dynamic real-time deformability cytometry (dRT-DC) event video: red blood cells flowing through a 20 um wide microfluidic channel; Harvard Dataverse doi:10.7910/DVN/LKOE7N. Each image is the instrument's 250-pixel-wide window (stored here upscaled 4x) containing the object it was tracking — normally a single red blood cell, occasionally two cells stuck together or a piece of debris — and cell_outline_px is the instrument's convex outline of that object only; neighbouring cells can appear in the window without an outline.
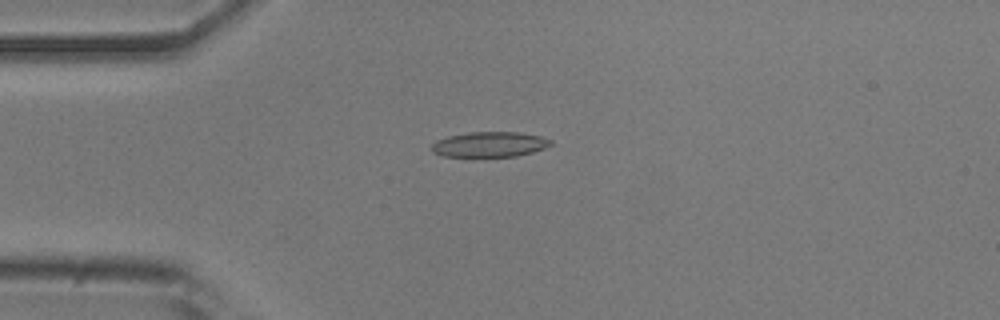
{"species": "common noctule bat (a hibernating species)", "species_latin": "Nyctalus noctula", "temperature_condition": "room temperature", "stored_images_in_passage": 43, "camera_frame_rate_fps": 3000, "um_per_image_px": 0.085, "animal": {"sex": "male", "body_mass_g": 20.5, "forearm_length_mm": 52.5}, "frame": {"image": 1, "passage_image": 3, "time_ms": 0.667, "image_size_px": [1000, 320], "cell_outline_px": [[552, 144], [544, 148], [532, 152], [516, 156], [472, 160], [444, 156], [432, 152], [432, 144], [436, 140], [448, 136], [468, 132], [520, 132], [540, 136], [552, 140]], "centroid_in_image_um": [41.56, 12.32], "position_along_channel_um": 43.4, "area_um2": 18.44}}
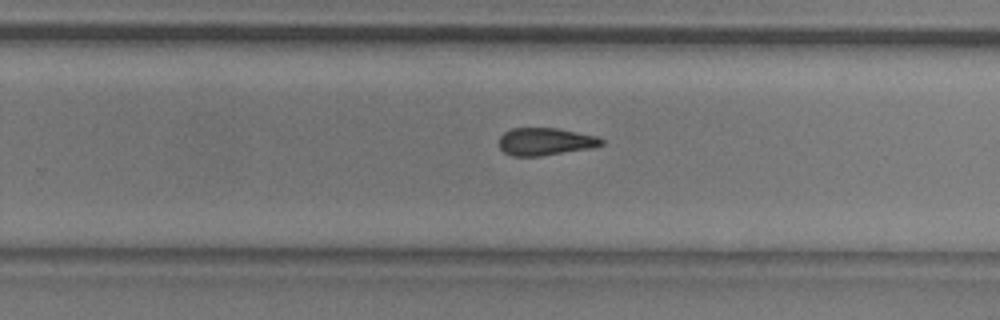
{"frame": {"image": 2, "passage_image": 23, "time_ms": 7.333, "image_size_px": [1000, 320], "cell_outline_px": [[604, 144], [592, 148], [540, 156], [512, 156], [504, 152], [500, 148], [500, 136], [504, 132], [512, 128], [556, 128], [596, 136], [604, 140]], "centroid_in_image_um": [46.35, 12.04], "position_along_channel_um": 283.5, "area_um2": 16.36}}
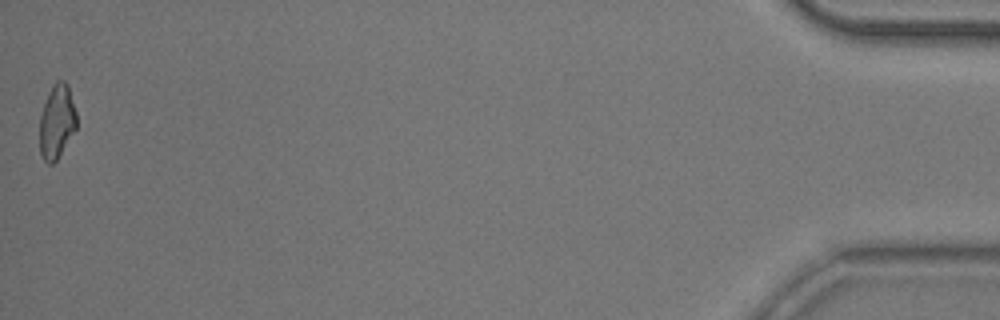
{"frame": {"image": 3, "passage_image": 42, "time_ms": 13.667, "image_size_px": [1000, 320], "cell_outline_px": [[76, 128], [56, 160], [52, 164], [48, 164], [40, 156], [40, 116], [48, 92], [52, 84], [56, 80], [64, 80], [68, 84], [76, 112]], "centroid_in_image_um": [4.82, 10.31], "position_along_channel_um": 430.4, "area_um2": 15.9}}